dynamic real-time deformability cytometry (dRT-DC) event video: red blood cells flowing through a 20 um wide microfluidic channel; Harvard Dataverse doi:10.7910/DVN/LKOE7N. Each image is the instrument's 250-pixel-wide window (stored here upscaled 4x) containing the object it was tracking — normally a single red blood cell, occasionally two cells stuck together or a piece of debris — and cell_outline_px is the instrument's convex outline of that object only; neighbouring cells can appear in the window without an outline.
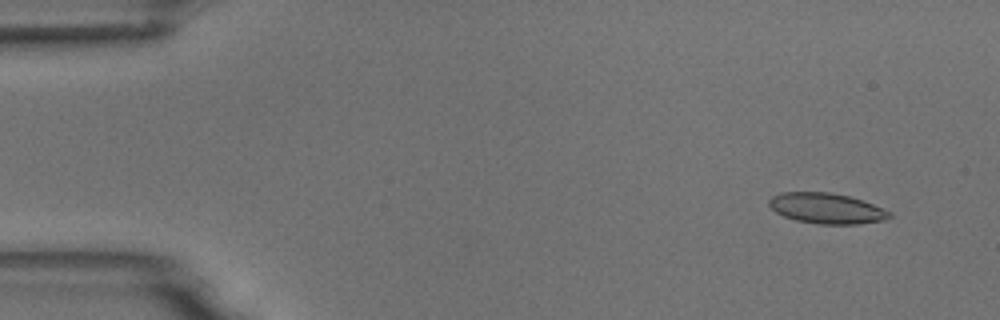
{"species": "common noctule bat (a hibernating species)", "species_latin": "Nyctalus noctula", "temperature_condition": "room temperature", "stored_images_in_passage": 5, "camera_frame_rate_fps": 3000, "um_per_image_px": 0.085, "animal": {"sex": "male", "body_mass_g": 18.8}, "frame": {"image": 1, "passage_image": 2, "time_ms": 1.0, "image_size_px": [1000, 320], "cell_outline_px": [[892, 216], [888, 220], [856, 224], [816, 224], [796, 220], [784, 216], [776, 212], [768, 204], [768, 200], [772, 196], [780, 192], [828, 192], [848, 196], [872, 204], [892, 212]], "centroid_in_image_um": [70.26, 17.72], "position_along_channel_um": 14.7, "area_um2": 21.44}}
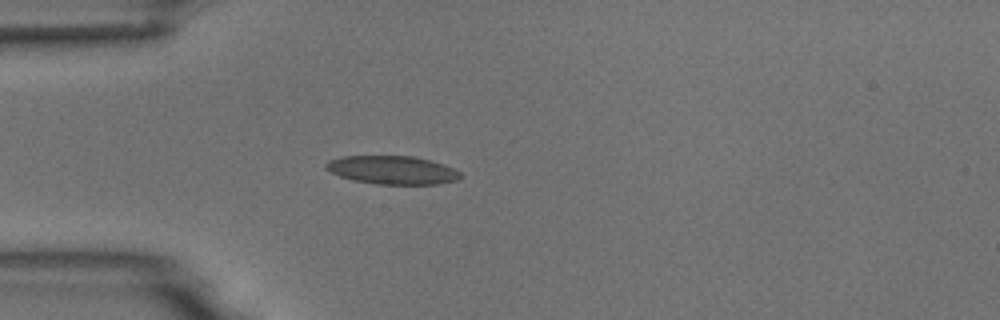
{"frame": {"image": 2, "passage_image": 5, "time_ms": 4.667, "image_size_px": [1000, 320], "cell_outline_px": [[464, 176], [456, 180], [436, 184], [376, 184], [352, 180], [340, 176], [324, 168], [324, 164], [328, 160], [340, 156], [412, 156], [444, 164], [460, 172]], "centroid_in_image_um": [33.32, 14.45], "position_along_channel_um": 51.7, "area_um2": 22.25}}